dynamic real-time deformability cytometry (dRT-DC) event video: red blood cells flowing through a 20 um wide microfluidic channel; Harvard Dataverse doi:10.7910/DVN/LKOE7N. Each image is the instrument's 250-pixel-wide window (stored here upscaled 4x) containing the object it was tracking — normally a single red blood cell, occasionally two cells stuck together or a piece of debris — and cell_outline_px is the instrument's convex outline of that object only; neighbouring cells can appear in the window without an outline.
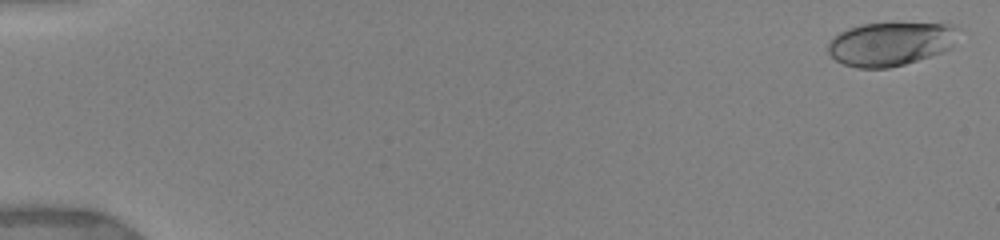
{"species": "human", "species_latin": "Homo sapiens", "temperature_condition": "warm", "stored_images_in_passage": 43, "camera_frame_rate_fps": 3000, "um_per_image_px": 0.085, "donor": {"sex": "female"}, "frame": {"image": 1, "passage_image": 1, "time_ms": 0.0, "image_size_px": [1000, 240], "cell_outline_px": [[960, 28], [952, 48], [904, 64], [888, 68], [856, 68], [844, 64], [836, 60], [828, 52], [828, 44], [840, 32], [848, 28], [860, 24], [948, 24]], "centroid_in_image_um": [75.69, 3.73], "position_along_channel_um": 9.3, "area_um2": 32.71}}
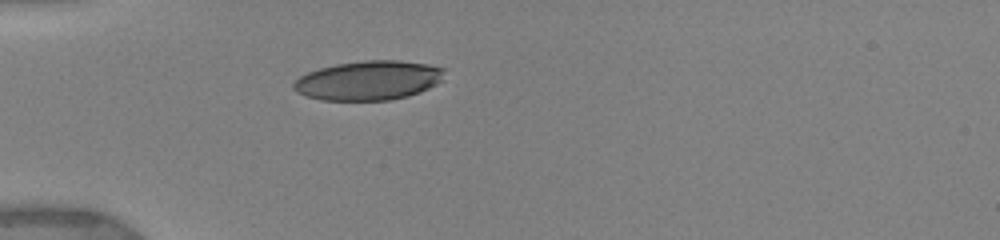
{"frame": {"image": 2, "passage_image": 12, "time_ms": 5.0, "image_size_px": [1000, 240], "cell_outline_px": [[444, 80], [420, 92], [408, 96], [388, 100], [324, 100], [308, 96], [296, 92], [292, 88], [292, 84], [300, 76], [308, 72], [320, 68], [336, 64], [364, 60], [396, 60], [428, 64], [444, 68]], "centroid_in_image_um": [31.34, 6.83], "position_along_channel_um": 53.7, "area_um2": 34.56}}
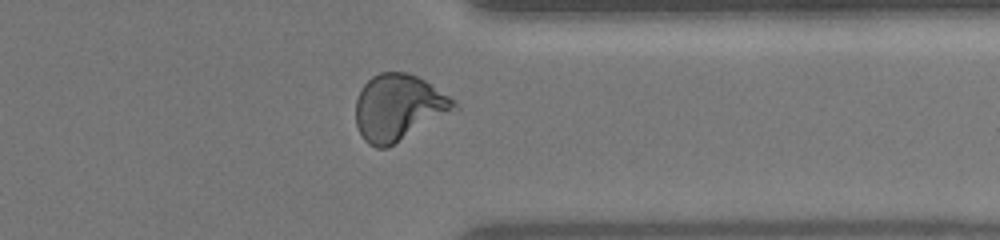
{"frame": {"image": 3, "passage_image": 35, "time_ms": 13.667, "image_size_px": [1000, 240], "cell_outline_px": [[460, 108], [388, 148], [376, 148], [368, 144], [364, 140], [356, 124], [356, 100], [360, 88], [372, 76], [380, 72], [408, 72], [424, 80], [448, 96]], "centroid_in_image_um": [33.85, 9.15], "position_along_channel_um": 377.5, "area_um2": 38.03}, "authors_computed_cell_mechanics": {"area_um2": 36.0094, "velocity_mm_per_s": 3.9264, "shape_relaxation_time_tau1_ms": 4.8479, "shape_relaxation_time_tau2_ms": 0.9154, "deformation_change_tau1": 0.209, "deformation_change_tau2": 0.0669}}